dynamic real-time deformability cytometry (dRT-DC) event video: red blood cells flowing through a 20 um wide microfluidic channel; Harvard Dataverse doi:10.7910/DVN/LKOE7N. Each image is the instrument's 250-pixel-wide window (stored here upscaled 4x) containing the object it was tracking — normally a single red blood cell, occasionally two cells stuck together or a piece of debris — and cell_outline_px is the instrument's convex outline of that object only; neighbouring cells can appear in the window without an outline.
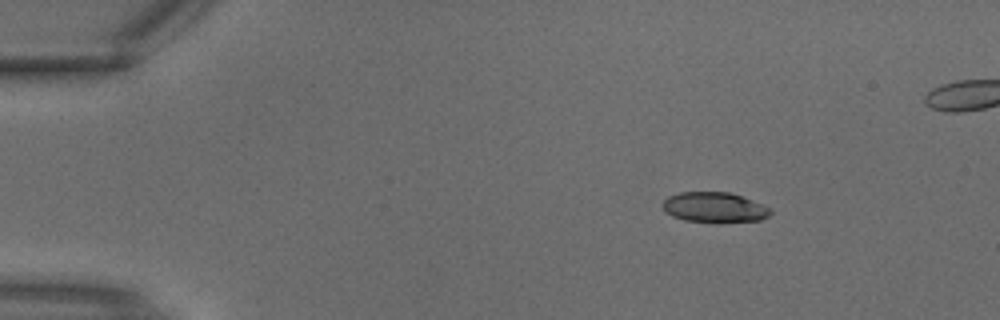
{"species": "common noctule bat (a hibernating species)", "species_latin": "Nyctalus noctula", "temperature_condition": "warm", "stored_images_in_passage": 3, "camera_frame_rate_fps": 3000, "um_per_image_px": 0.085, "animal": {"sex": "male", "body_mass_g": 18.8}, "frame": {"image": 1, "passage_image": 1, "time_ms": 0.0, "image_size_px": [1000, 320], "cell_outline_px": [[772, 212], [768, 216], [760, 220], [716, 224], [684, 220], [672, 216], [664, 212], [660, 204], [668, 196], [680, 192], [728, 192], [752, 200], [772, 208]], "centroid_in_image_um": [60.7, 17.65], "position_along_channel_um": 24.3, "area_um2": 19.54}}